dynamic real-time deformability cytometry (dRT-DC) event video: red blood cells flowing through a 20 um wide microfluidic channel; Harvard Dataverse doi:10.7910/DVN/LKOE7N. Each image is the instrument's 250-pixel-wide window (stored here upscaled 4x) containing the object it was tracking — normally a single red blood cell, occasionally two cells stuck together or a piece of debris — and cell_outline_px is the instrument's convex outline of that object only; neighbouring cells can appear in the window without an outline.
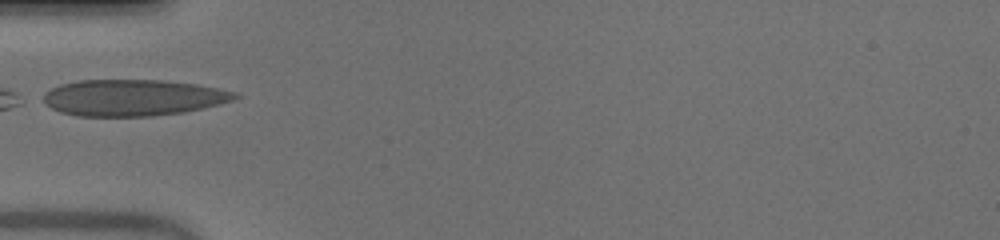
{"species": "human", "species_latin": "Homo sapiens", "temperature_condition": "warm", "stored_images_in_passage": 23, "camera_frame_rate_fps": 3000, "um_per_image_px": 0.085, "donor": {"sex": "male"}, "frame": {"image": 1, "passage_image": 1, "time_ms": 0.0, "image_size_px": [1000, 240], "cell_outline_px": [[240, 96], [232, 100], [220, 104], [184, 112], [152, 116], [76, 116], [60, 112], [44, 104], [44, 92], [60, 84], [76, 80], [164, 80], [196, 84], [236, 92]], "centroid_in_image_um": [11.28, 8.3], "position_along_channel_um": 73.7, "area_um2": 40.69}}
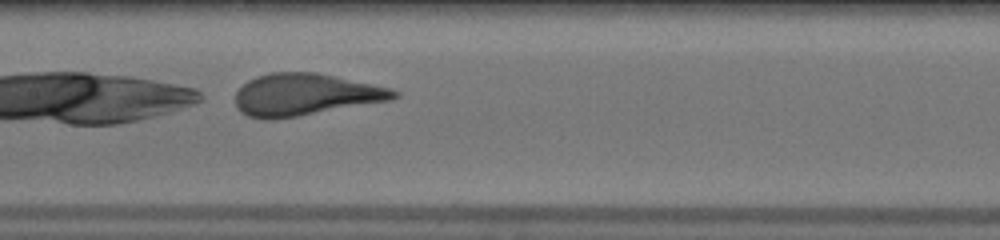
{"frame": {"image": 2, "passage_image": 9, "time_ms": 2.667, "image_size_px": [1000, 240], "cell_outline_px": [[400, 96], [392, 100], [296, 116], [268, 120], [264, 120], [248, 116], [240, 112], [236, 108], [236, 92], [248, 80], [256, 76], [272, 72], [316, 72], [392, 88], [400, 92]], "centroid_in_image_um": [25.95, 8.04], "position_along_channel_um": 181.5, "area_um2": 38.78}}
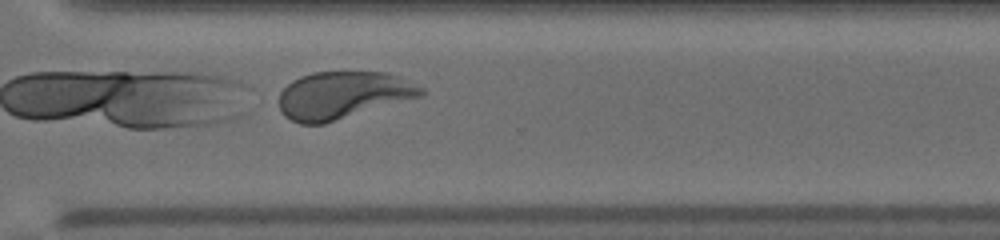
{"frame": {"image": 3, "passage_image": 21, "time_ms": 6.667, "image_size_px": [1000, 240], "cell_outline_px": [[424, 92], [420, 96], [324, 124], [300, 124], [284, 116], [280, 112], [280, 92], [292, 80], [300, 76], [312, 72], [388, 72], [400, 76], [424, 88]], "centroid_in_image_um": [29.12, 8.08], "position_along_channel_um": 341.5, "area_um2": 39.13}}